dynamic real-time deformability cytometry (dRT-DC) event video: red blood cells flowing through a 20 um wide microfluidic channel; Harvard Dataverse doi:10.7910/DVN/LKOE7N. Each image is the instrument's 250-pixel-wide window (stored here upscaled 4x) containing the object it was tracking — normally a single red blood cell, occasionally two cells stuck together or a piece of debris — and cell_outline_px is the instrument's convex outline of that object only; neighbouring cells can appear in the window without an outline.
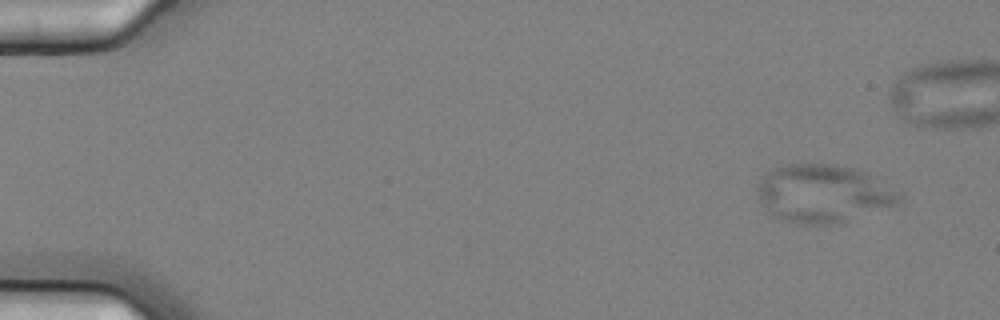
{"species": "common noctule bat (a hibernating species)", "species_latin": "Nyctalus noctula", "temperature_condition": "cold", "stored_images_in_passage": 48, "camera_frame_rate_fps": 3000, "um_per_image_px": 0.085, "animal": {"sex": "female", "body_mass_g": 25.1}, "frame": {"image": 1, "passage_image": 1, "time_ms": 0.0, "image_size_px": [1000, 320], "cell_outline_px": [[900, 196], [892, 204], [832, 224], [796, 224], [780, 220], [760, 200], [756, 192], [756, 184], [772, 168], [784, 164], [832, 164], [852, 168], [872, 176]], "centroid_in_image_um": [69.81, 16.43], "position_along_channel_um": 15.2, "area_um2": 46.18}}